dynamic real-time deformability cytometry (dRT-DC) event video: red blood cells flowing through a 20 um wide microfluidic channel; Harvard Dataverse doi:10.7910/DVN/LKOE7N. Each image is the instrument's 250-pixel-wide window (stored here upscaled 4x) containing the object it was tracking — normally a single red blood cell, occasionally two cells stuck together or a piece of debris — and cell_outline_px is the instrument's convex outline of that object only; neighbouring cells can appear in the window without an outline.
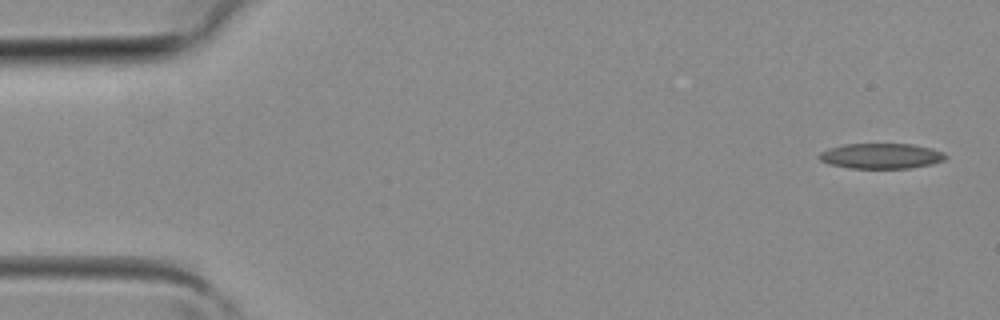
{"species": "common noctule bat (a hibernating species)", "species_latin": "Nyctalus noctula", "temperature_condition": "room temperature", "stored_images_in_passage": 4, "camera_frame_rate_fps": 3000, "um_per_image_px": 0.085, "animal": {"sex": "female", "body_mass_g": 19.3, "forearm_length_mm": 54.1}, "frame": {"image": 1, "passage_image": 1, "time_ms": 0.0, "image_size_px": [1000, 320], "cell_outline_px": [[948, 156], [944, 160], [932, 164], [912, 168], [848, 168], [828, 164], [820, 160], [816, 156], [820, 152], [828, 148], [844, 144], [912, 144], [932, 148], [944, 152]], "centroid_in_image_um": [74.89, 13.26], "position_along_channel_um": 10.1, "area_um2": 18.9}}
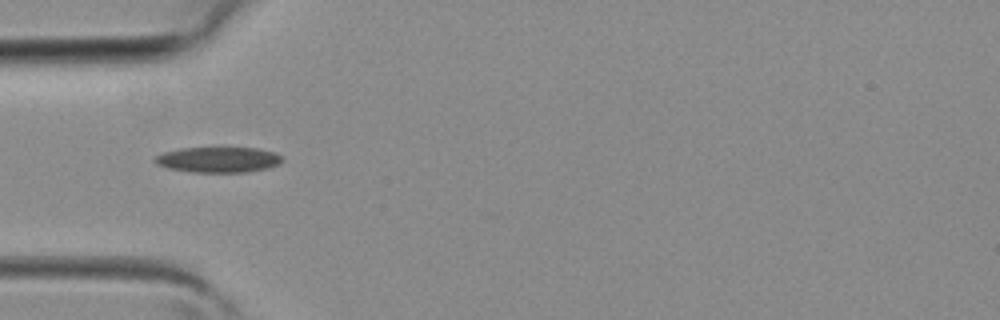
{"frame": {"image": 2, "passage_image": 3, "time_ms": 0.667, "image_size_px": [1000, 320], "cell_outline_px": [[284, 160], [280, 164], [268, 168], [248, 172], [188, 172], [168, 168], [156, 164], [152, 160], [156, 156], [164, 152], [180, 148], [256, 148], [276, 152], [284, 156]], "centroid_in_image_um": [18.59, 13.57], "position_along_channel_um": 66.4, "area_um2": 19.19}}
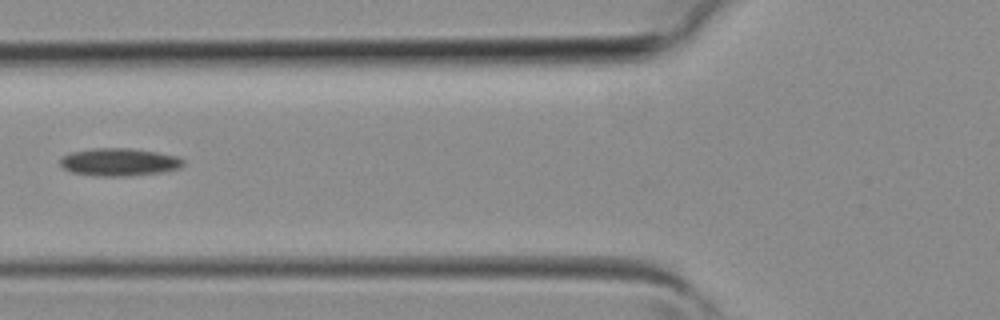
{"frame": {"image": 3, "passage_image": 4, "time_ms": 1.0, "image_size_px": [1000, 320], "cell_outline_px": [[184, 164], [180, 168], [160, 172], [128, 176], [96, 176], [72, 172], [64, 168], [60, 164], [60, 160], [68, 152], [92, 148], [128, 148], [156, 152], [176, 156], [184, 160]], "centroid_in_image_um": [10.11, 13.77], "position_along_channel_um": 115.7, "area_um2": 19.83}}